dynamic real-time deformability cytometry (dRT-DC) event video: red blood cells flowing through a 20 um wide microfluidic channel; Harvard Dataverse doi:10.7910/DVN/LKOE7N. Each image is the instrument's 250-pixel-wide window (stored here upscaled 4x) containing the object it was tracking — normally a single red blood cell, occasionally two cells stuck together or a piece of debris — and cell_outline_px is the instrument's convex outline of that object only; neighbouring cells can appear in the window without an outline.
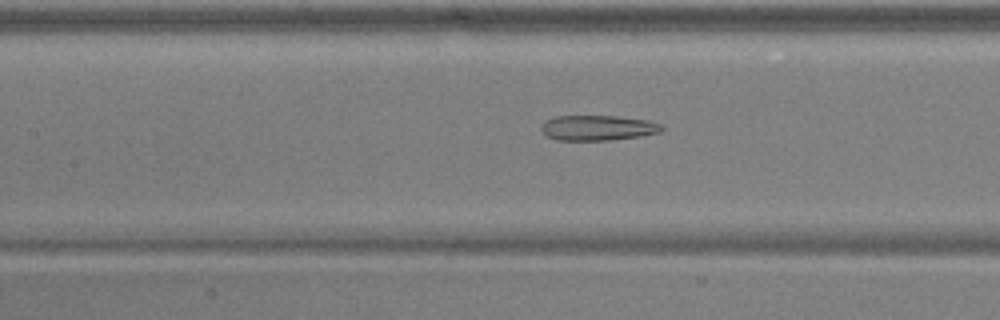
{"species": "common noctule bat (a hibernating species)", "species_latin": "Nyctalus noctula", "temperature_condition": "warm", "stored_images_in_passage": 50, "camera_frame_rate_fps": 3000, "um_per_image_px": 0.085, "animal": {"sex": "male", "body_mass_g": 17.9, "forearm_length_mm": 54.2}, "frame": {"image": 1, "passage_image": 22, "time_ms": 7.0, "image_size_px": [1000, 320], "cell_outline_px": [[664, 128], [660, 132], [640, 136], [608, 140], [556, 140], [544, 136], [540, 128], [548, 120], [556, 116], [616, 116], [648, 120], [660, 124]], "centroid_in_image_um": [50.8, 10.87], "position_along_channel_um": 156.6, "area_um2": 17.63}}
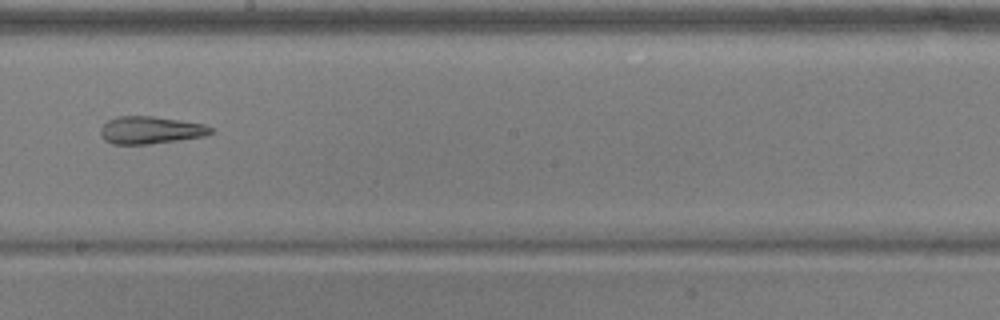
{"frame": {"image": 2, "passage_image": 28, "time_ms": 9.0, "image_size_px": [1000, 320], "cell_outline_px": [[212, 132], [204, 136], [148, 144], [112, 144], [104, 140], [100, 132], [100, 128], [108, 120], [116, 116], [152, 116], [180, 120], [204, 124], [212, 128]], "centroid_in_image_um": [12.75, 11.05], "position_along_channel_um": 235.4, "area_um2": 17.51}}
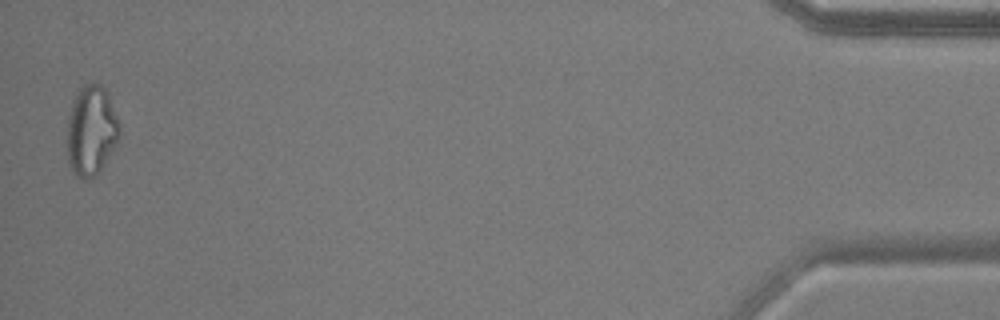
{"frame": {"image": 3, "passage_image": 49, "time_ms": 16.0, "image_size_px": [1000, 320], "cell_outline_px": [[120, 132], [116, 144], [96, 176], [92, 180], [84, 180], [72, 168], [68, 160], [68, 116], [72, 104], [80, 88], [84, 84], [100, 84], [104, 88], [120, 120]], "centroid_in_image_um": [7.78, 11.1], "position_along_channel_um": 427.4, "area_um2": 27.05}, "authors_computed_cell_mechanics": {"area_um2": 23.0044, "velocity_mm_per_s": 3.9511, "shape_relaxation_time_tau1_ms": null, "shape_relaxation_time_tau2_ms": 5.2332, "deformation_change_tau1": null, "deformation_change_tau2": 0.1837}}